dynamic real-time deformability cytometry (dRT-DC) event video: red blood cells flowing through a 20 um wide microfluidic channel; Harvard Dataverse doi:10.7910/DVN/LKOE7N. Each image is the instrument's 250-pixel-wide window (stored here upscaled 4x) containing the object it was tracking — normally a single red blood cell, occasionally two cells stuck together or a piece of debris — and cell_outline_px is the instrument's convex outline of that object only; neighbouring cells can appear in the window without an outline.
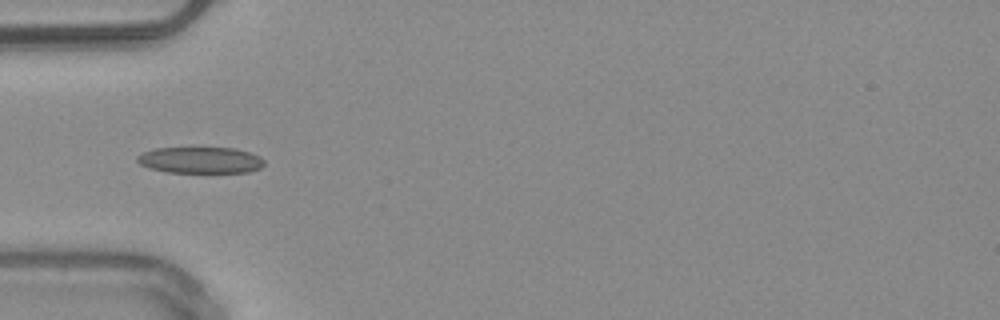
{"species": "common noctule bat (a hibernating species)", "species_latin": "Nyctalus noctula", "temperature_condition": "warm", "stored_images_in_passage": 6, "camera_frame_rate_fps": 3000, "um_per_image_px": 0.085, "animal": {"sex": "male", "body_mass_g": 20.4}, "frame": {"image": 1, "passage_image": 2, "time_ms": 0.333, "image_size_px": [1000, 320], "cell_outline_px": [[264, 164], [260, 168], [248, 172], [168, 172], [152, 168], [140, 164], [136, 160], [136, 156], [144, 152], [156, 148], [192, 144], [236, 148], [260, 156], [264, 160]], "centroid_in_image_um": [17.02, 13.54], "position_along_channel_um": 68.0, "area_um2": 20.46}}